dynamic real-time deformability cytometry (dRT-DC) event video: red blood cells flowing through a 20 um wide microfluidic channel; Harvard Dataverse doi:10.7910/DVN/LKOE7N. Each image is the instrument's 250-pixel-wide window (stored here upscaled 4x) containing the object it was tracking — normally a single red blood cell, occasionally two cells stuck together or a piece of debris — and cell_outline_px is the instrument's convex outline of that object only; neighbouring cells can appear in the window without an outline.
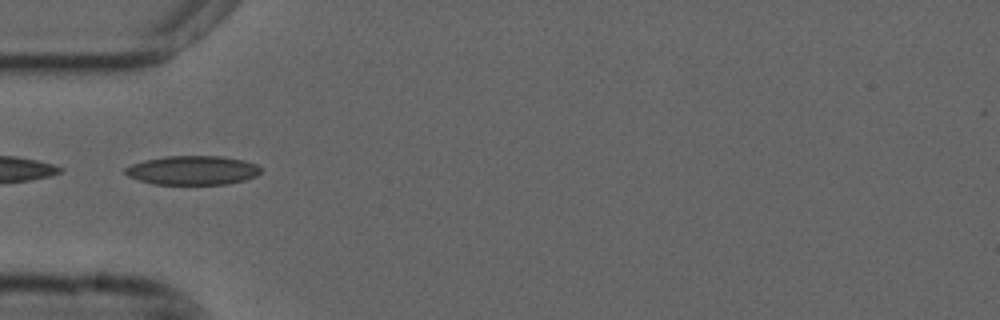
{"species": "common noctule bat (a hibernating species)", "species_latin": "Nyctalus noctula", "temperature_condition": "cold", "stored_images_in_passage": 37, "camera_frame_rate_fps": 3000, "um_per_image_px": 0.085, "animal": {"sex": "male", "forearm_length_mm": 52.5}, "frame": {"image": 1, "passage_image": 17, "time_ms": 5.333, "image_size_px": [1000, 320], "cell_outline_px": [[264, 168], [256, 176], [244, 180], [228, 184], [152, 184], [128, 176], [124, 172], [124, 168], [132, 164], [144, 160], [164, 156], [224, 156], [244, 160], [260, 164]], "centroid_in_image_um": [16.42, 14.46], "position_along_channel_um": 68.6, "area_um2": 23.24}}
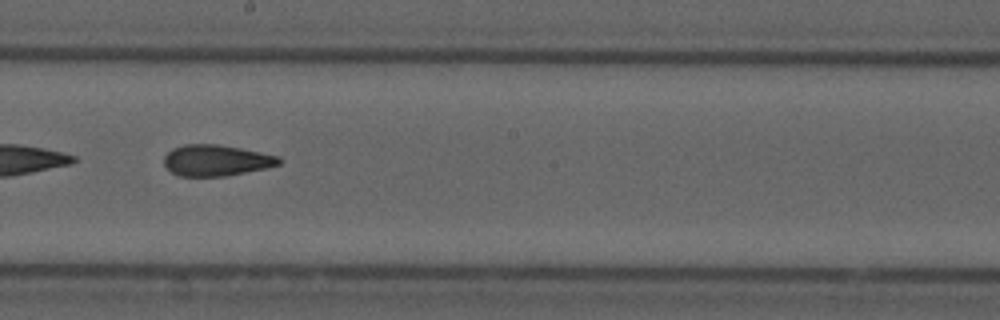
{"frame": {"image": 2, "passage_image": 30, "time_ms": 9.667, "image_size_px": [1000, 320], "cell_outline_px": [[284, 160], [280, 164], [268, 168], [224, 176], [180, 176], [172, 172], [164, 164], [164, 156], [172, 148], [184, 144], [216, 144], [240, 148], [280, 156]], "centroid_in_image_um": [18.41, 13.63], "position_along_channel_um": 229.8, "area_um2": 20.92}}